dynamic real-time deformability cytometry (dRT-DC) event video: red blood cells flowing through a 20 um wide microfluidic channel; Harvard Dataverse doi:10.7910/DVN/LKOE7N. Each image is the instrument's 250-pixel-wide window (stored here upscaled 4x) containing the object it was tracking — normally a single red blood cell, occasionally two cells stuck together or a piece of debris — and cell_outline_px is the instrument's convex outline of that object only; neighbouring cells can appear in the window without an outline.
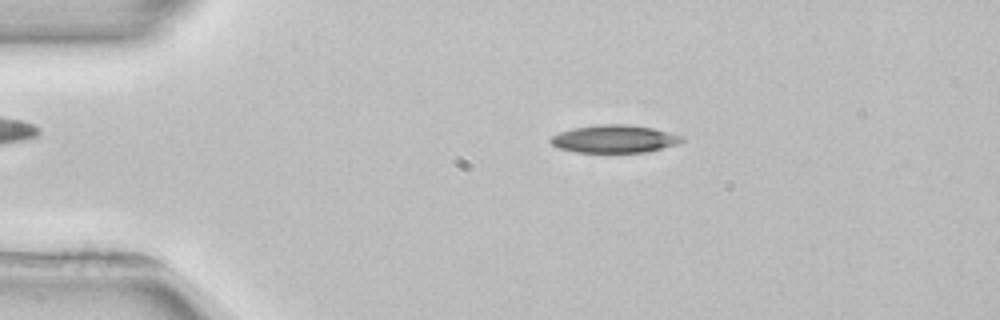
{"species": "common noctule bat (a hibernating species)", "species_latin": "Nyctalus noctula", "temperature_condition": "room temperature", "stored_images_in_passage": 3, "camera_frame_rate_fps": 3000, "um_per_image_px": 0.085, "animal": {"sex": "female", "body_mass_g": 22.7, "forearm_length_mm": 54.2}, "frame": {"image": 1, "passage_image": 2, "time_ms": 1.333, "image_size_px": [1000, 320], "cell_outline_px": [[684, 140], [680, 144], [648, 152], [576, 152], [560, 148], [552, 144], [548, 140], [548, 136], [572, 128], [596, 124], [628, 124], [652, 128], [684, 136]], "centroid_in_image_um": [52.22, 11.8], "position_along_channel_um": 32.8, "area_um2": 21.5}}